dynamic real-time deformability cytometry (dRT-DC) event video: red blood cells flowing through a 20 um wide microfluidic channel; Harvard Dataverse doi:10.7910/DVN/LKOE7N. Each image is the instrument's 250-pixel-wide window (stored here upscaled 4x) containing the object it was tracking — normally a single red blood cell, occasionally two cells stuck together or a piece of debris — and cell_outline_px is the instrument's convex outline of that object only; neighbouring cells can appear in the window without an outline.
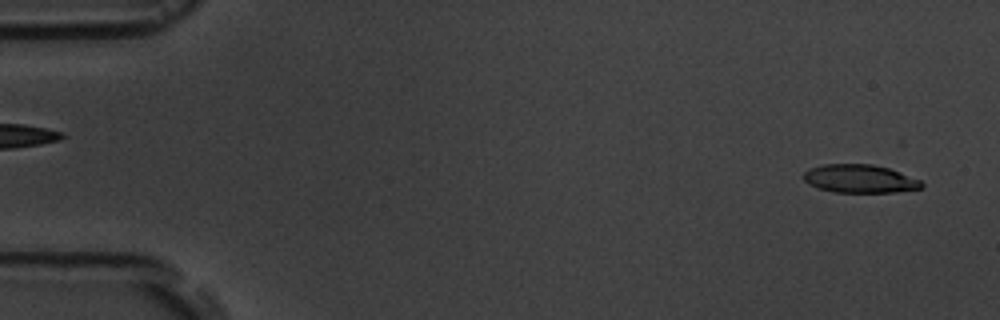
{"species": "common noctule bat (a hibernating species)", "species_latin": "Nyctalus noctula", "temperature_condition": "room temperature", "stored_images_in_passage": 3, "segment_of_instrument_passage": [2, 2], "camera_frame_rate_fps": 3000, "um_per_image_px": 0.085, "animal": {"sex": "male", "body_mass_g": 19.5, "forearm_length_mm": 54.6}, "frame": {"image": 1, "passage_image": 3, "time_ms": 2.0, "image_size_px": [1000, 320], "cell_outline_px": [[924, 184], [920, 188], [896, 192], [836, 192], [816, 188], [808, 184], [804, 180], [804, 172], [820, 164], [872, 164], [888, 168], [920, 180]], "centroid_in_image_um": [73.05, 15.19], "position_along_channel_um": 12.0, "area_um2": 19.31}}